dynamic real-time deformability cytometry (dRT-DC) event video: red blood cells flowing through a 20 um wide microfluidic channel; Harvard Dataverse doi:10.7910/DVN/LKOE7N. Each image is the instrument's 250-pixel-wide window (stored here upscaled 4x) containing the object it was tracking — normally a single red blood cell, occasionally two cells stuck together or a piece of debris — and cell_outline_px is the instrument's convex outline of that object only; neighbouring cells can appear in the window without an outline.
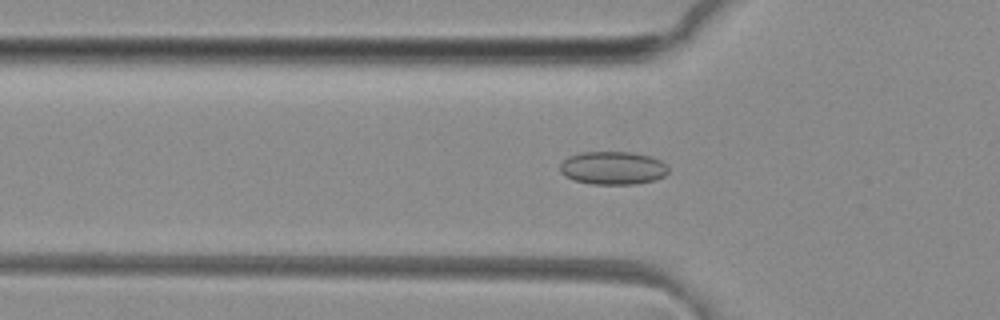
{"species": "common noctule bat (a hibernating species)", "species_latin": "Nyctalus noctula", "temperature_condition": "room temperature", "stored_images_in_passage": 50, "camera_frame_rate_fps": 3000, "um_per_image_px": 0.085, "animal": {"sex": "female", "body_mass_g": 29.2, "forearm_length_mm": 56.3}, "frame": {"image": 1, "passage_image": 17, "time_ms": 5.333, "image_size_px": [1000, 320], "cell_outline_px": [[668, 172], [664, 176], [656, 180], [636, 184], [592, 184], [576, 180], [564, 176], [560, 172], [560, 164], [568, 156], [580, 152], [632, 152], [648, 156], [660, 160], [668, 168]], "centroid_in_image_um": [52.08, 14.28], "position_along_channel_um": 73.7, "area_um2": 20.92}}
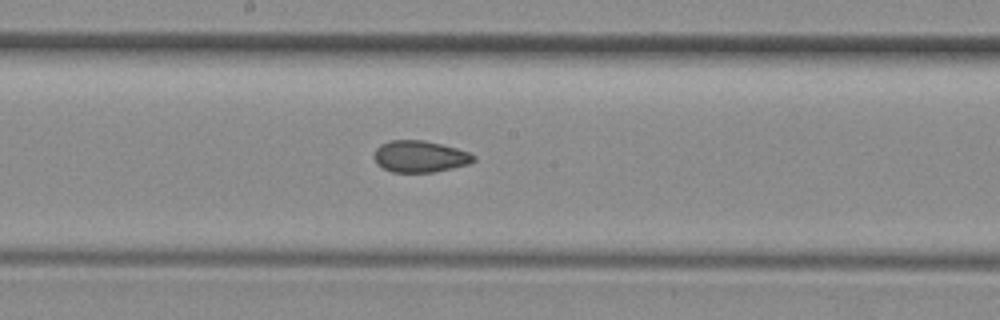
{"frame": {"image": 2, "passage_image": 27, "time_ms": 8.667, "image_size_px": [1000, 320], "cell_outline_px": [[476, 160], [468, 164], [452, 168], [432, 172], [392, 172], [376, 164], [372, 156], [376, 148], [380, 144], [388, 140], [424, 140], [456, 148], [468, 152], [476, 156]], "centroid_in_image_um": [35.65, 13.29], "position_along_channel_um": 212.5, "area_um2": 18.44}}
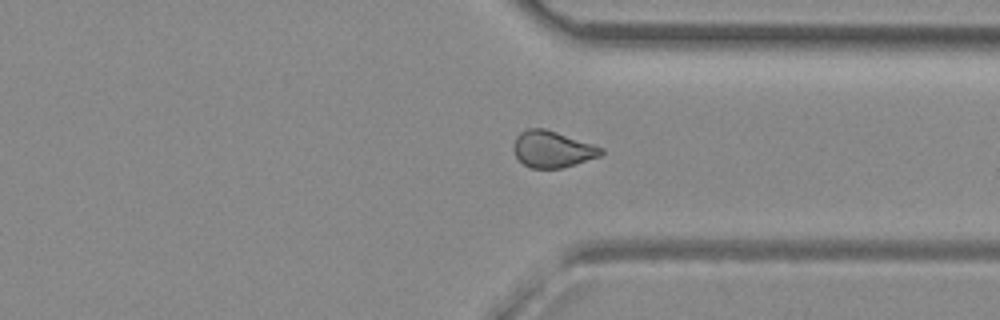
{"frame": {"image": 3, "passage_image": 38, "time_ms": 12.333, "image_size_px": [1000, 320], "cell_outline_px": [[604, 152], [600, 156], [576, 164], [560, 168], [532, 168], [524, 164], [516, 156], [512, 148], [516, 136], [520, 132], [528, 128], [544, 128], [604, 148]], "centroid_in_image_um": [46.94, 12.68], "position_along_channel_um": 364.5, "area_um2": 18.5}, "authors_computed_cell_mechanics": {"area_um2": 19.1029, "velocity_mm_per_s": 4.1562, "shape_relaxation_time_tau1_ms": null, "shape_relaxation_time_tau2_ms": 2.6881, "deformation_change_tau1": null, "deformation_change_tau2": 0.0824}}